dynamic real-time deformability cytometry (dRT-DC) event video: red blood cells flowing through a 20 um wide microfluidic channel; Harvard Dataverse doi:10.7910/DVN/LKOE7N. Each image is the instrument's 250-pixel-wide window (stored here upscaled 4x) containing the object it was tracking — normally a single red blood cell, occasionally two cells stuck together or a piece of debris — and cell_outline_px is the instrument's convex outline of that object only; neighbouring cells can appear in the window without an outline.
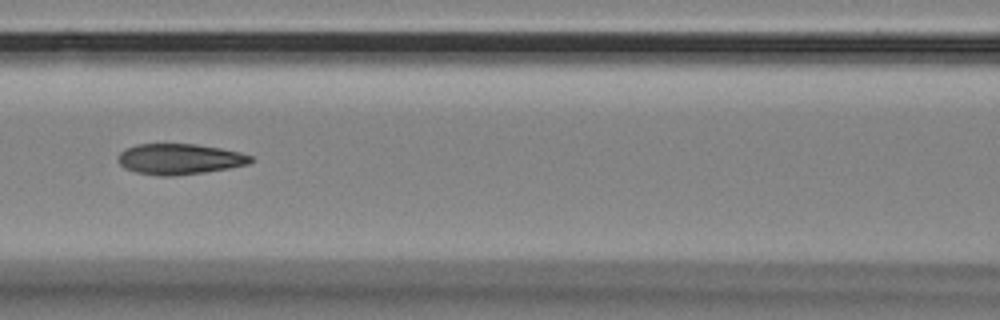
{"species": "Egyptian fruit bat (a non-hibernating species)", "species_latin": "Rousettus aegyptiacus", "temperature_condition": "room temperature", "stored_images_in_passage": 20, "camera_frame_rate_fps": 3000, "um_per_image_px": 0.085, "animal": {"sex": "female"}, "frame": {"image": 1, "passage_image": 9, "time_ms": 2.667, "image_size_px": [1000, 320], "cell_outline_px": [[256, 160], [248, 164], [228, 168], [204, 172], [172, 176], [160, 176], [136, 172], [124, 168], [116, 160], [116, 156], [124, 148], [136, 144], [196, 144], [220, 148], [240, 152], [252, 156]], "centroid_in_image_um": [15.23, 13.51], "position_along_channel_um": 151.4, "area_um2": 23.93}}
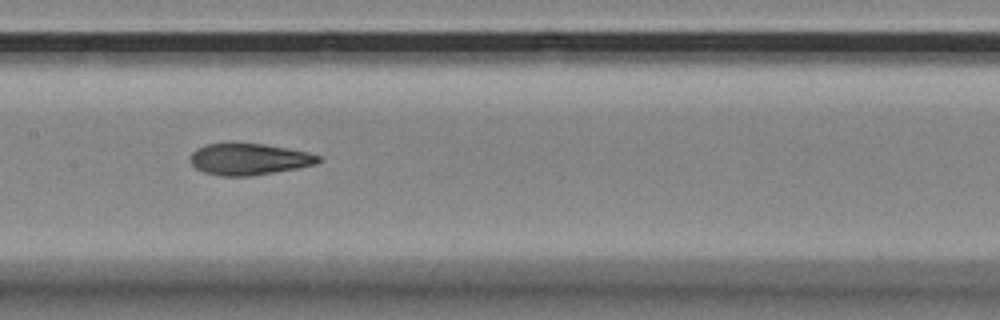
{"frame": {"image": 2, "passage_image": 12, "time_ms": 3.667, "image_size_px": [1000, 320], "cell_outline_px": [[320, 160], [316, 164], [296, 168], [248, 176], [220, 176], [204, 172], [196, 168], [192, 164], [192, 152], [196, 148], [204, 144], [232, 140], [236, 140], [264, 144], [288, 148], [308, 152], [320, 156]], "centroid_in_image_um": [21.11, 13.47], "position_along_channel_um": 186.3, "area_um2": 24.04}}